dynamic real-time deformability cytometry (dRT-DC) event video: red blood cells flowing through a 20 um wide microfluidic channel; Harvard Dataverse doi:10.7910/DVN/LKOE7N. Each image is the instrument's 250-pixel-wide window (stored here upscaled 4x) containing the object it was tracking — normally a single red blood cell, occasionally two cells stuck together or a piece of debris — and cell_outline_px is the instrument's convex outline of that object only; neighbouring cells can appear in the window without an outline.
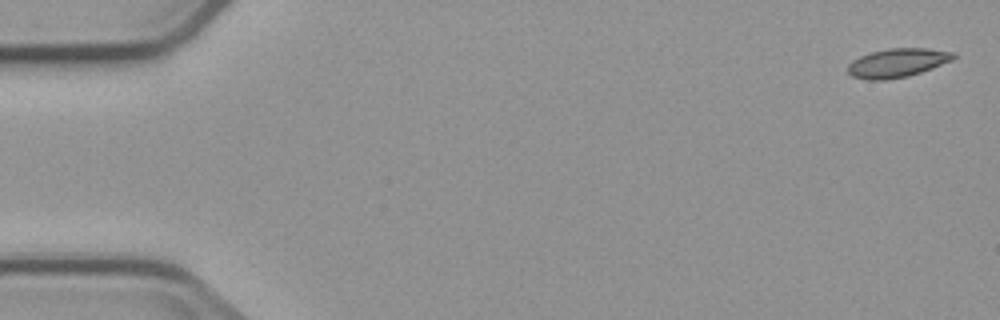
{"species": "common noctule bat (a hibernating species)", "species_latin": "Nyctalus noctula", "temperature_condition": "cold", "stored_images_in_passage": 5, "camera_frame_rate_fps": 3000, "um_per_image_px": 0.085, "animal": {"sex": "male", "body_mass_g": 23.1, "forearm_length_mm": 52.7}, "frame": {"image": 1, "passage_image": 1, "time_ms": 0.0, "image_size_px": [1000, 320], "cell_outline_px": [[956, 56], [952, 60], [932, 68], [908, 76], [884, 80], [868, 80], [852, 76], [848, 72], [848, 64], [852, 60], [860, 56], [872, 52], [888, 48], [928, 48], [956, 52]], "centroid_in_image_um": [76.28, 5.33], "position_along_channel_um": 8.7, "area_um2": 17.74}}